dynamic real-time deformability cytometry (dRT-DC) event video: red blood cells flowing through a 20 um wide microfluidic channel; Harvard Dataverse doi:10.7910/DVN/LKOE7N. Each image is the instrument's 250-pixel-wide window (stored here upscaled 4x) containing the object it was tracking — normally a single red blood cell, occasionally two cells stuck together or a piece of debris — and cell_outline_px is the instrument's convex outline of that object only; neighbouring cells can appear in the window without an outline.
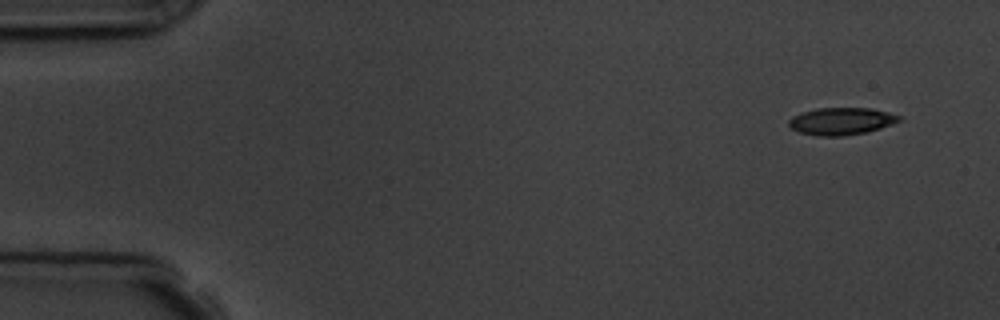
{"species": "common noctule bat (a hibernating species)", "species_latin": "Nyctalus noctula", "temperature_condition": "room temperature", "stored_images_in_passage": 5, "camera_frame_rate_fps": 3000, "um_per_image_px": 0.085, "animal": {"sex": "male", "body_mass_g": 19.5, "forearm_length_mm": 54.6}, "frame": {"image": 1, "passage_image": 1, "time_ms": 0.0, "image_size_px": [1000, 320], "cell_outline_px": [[904, 120], [868, 132], [844, 136], [816, 136], [800, 132], [792, 128], [788, 124], [788, 120], [792, 116], [816, 108], [872, 108], [888, 112], [900, 116]], "centroid_in_image_um": [71.54, 10.3], "position_along_channel_um": 13.5, "area_um2": 17.63}}
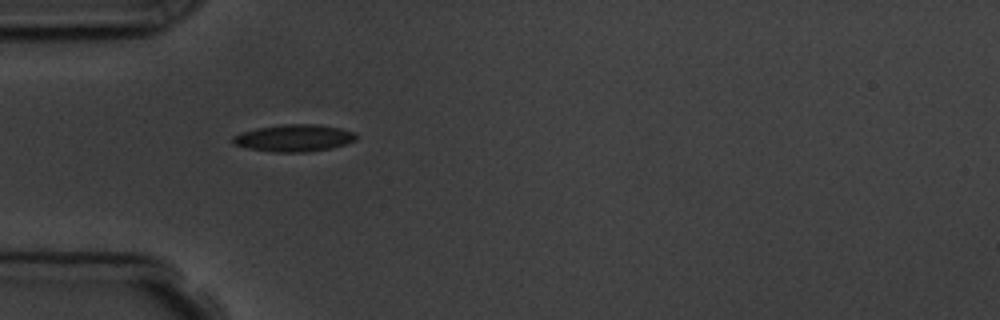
{"frame": {"image": 2, "passage_image": 5, "time_ms": 4.333, "image_size_px": [1000, 320], "cell_outline_px": [[356, 140], [332, 148], [304, 152], [272, 152], [248, 148], [236, 144], [232, 140], [232, 136], [240, 132], [256, 128], [284, 124], [316, 124], [340, 128], [356, 132]], "centroid_in_image_um": [24.99, 11.72], "position_along_channel_um": 60.0, "area_um2": 19.42}}